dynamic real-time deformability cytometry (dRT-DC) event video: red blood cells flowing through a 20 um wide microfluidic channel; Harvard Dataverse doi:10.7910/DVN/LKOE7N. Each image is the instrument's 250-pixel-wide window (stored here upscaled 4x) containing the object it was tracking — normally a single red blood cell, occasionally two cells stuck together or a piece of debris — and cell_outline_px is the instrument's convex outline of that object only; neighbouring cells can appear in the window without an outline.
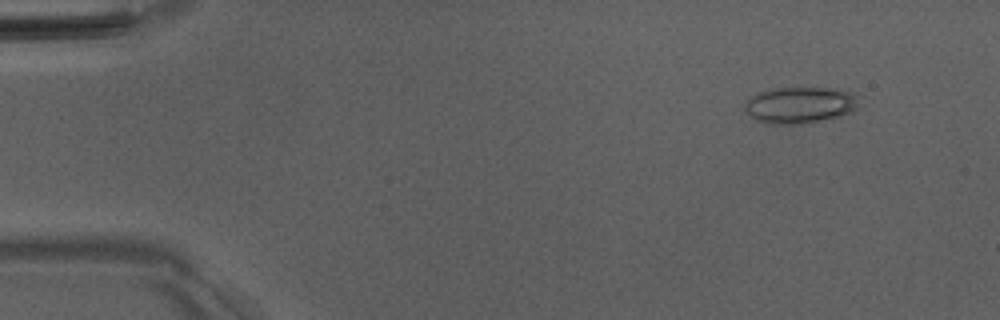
{"species": "Egyptian fruit bat (a non-hibernating species)", "species_latin": "Rousettus aegyptiacus", "temperature_condition": "room temperature", "stored_images_in_passage": 51, "camera_frame_rate_fps": 3000, "um_per_image_px": 0.085, "animal": {"sex": "male"}, "frame": {"image": 1, "passage_image": 5, "time_ms": 1.333, "image_size_px": [1000, 320], "cell_outline_px": [[860, 108], [852, 112], [840, 116], [800, 124], [772, 124], [756, 120], [744, 108], [744, 104], [756, 92], [772, 88], [828, 88], [852, 92], [856, 96]], "centroid_in_image_um": [68.01, 8.92], "position_along_channel_um": 17.0, "area_um2": 24.22}}
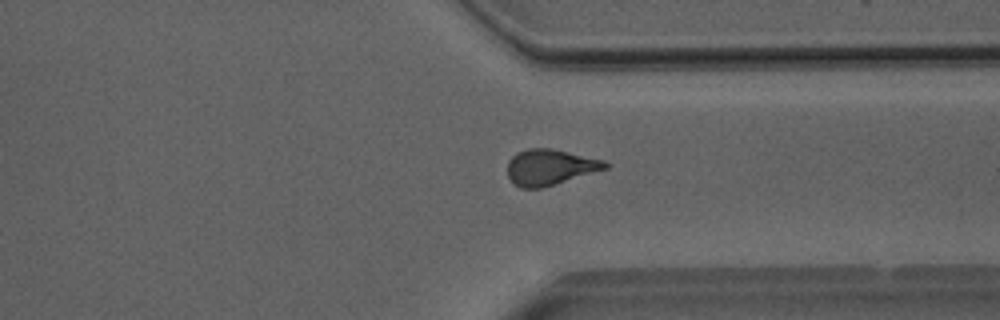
{"frame": {"image": 2, "passage_image": 39, "time_ms": 12.667, "image_size_px": [1000, 320], "cell_outline_px": [[608, 168], [540, 188], [520, 188], [512, 184], [508, 176], [508, 160], [516, 152], [528, 148], [552, 148], [604, 160], [608, 164]], "centroid_in_image_um": [46.7, 14.2], "position_along_channel_um": 364.7, "area_um2": 20.35}}
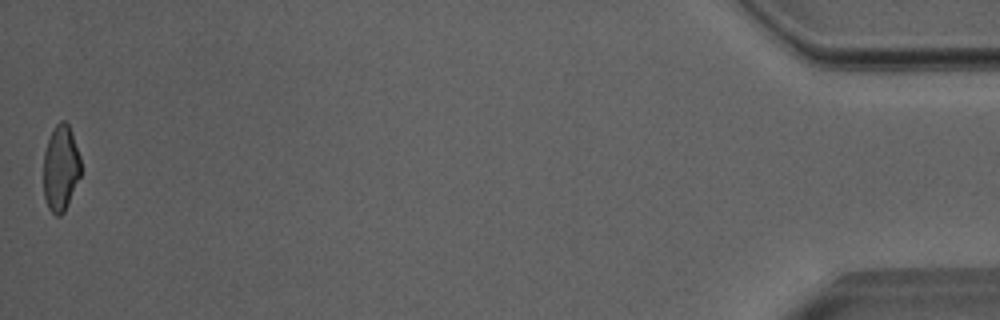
{"frame": {"image": 3, "passage_image": 51, "time_ms": 16.667, "image_size_px": [1000, 320], "cell_outline_px": [[80, 176], [68, 204], [64, 212], [60, 216], [56, 216], [48, 208], [44, 196], [44, 152], [48, 140], [56, 124], [60, 120], [64, 120], [68, 124], [72, 132], [80, 156]], "centroid_in_image_um": [5.16, 14.29], "position_along_channel_um": 430.0, "area_um2": 18.61}, "authors_computed_cell_mechanics": {"area_um2": 20.5768, "velocity_mm_per_s": 4.0459, "shape_relaxation_time_tau1_ms": null, "shape_relaxation_time_tau2_ms": 2.0836, "deformation_change_tau1": null, "deformation_change_tau2": 0.0897}}